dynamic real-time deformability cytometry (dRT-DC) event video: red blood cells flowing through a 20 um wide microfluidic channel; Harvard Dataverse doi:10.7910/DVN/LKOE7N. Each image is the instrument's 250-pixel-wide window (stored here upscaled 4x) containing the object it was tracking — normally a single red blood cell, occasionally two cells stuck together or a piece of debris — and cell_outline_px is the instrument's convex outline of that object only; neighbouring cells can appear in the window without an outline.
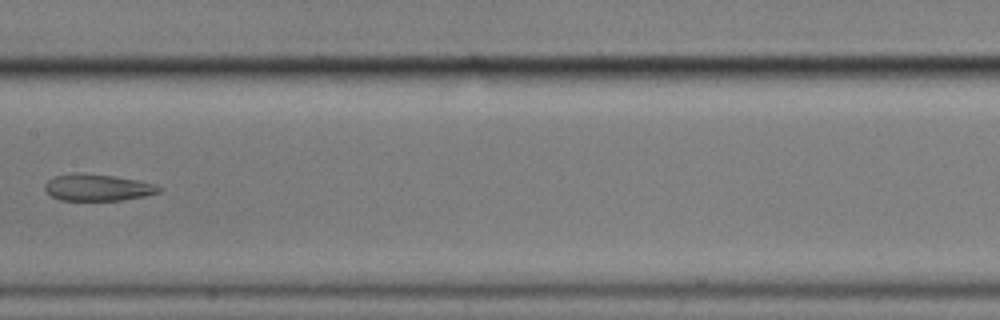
{"species": "common noctule bat (a hibernating species)", "species_latin": "Nyctalus noctula", "temperature_condition": "cold", "stored_images_in_passage": 9, "camera_frame_rate_fps": 3000, "um_per_image_px": 0.085, "animal": {"sex": "male", "body_mass_g": 17.9}, "frame": {"image": 1, "passage_image": 6, "time_ms": 6.0, "image_size_px": [1000, 320], "cell_outline_px": [[164, 188], [160, 192], [144, 196], [124, 200], [60, 200], [52, 196], [44, 188], [44, 184], [48, 180], [56, 176], [76, 172], [112, 176], [136, 180], [156, 184]], "centroid_in_image_um": [8.32, 15.94], "position_along_channel_um": 199.1, "area_um2": 17.69}}
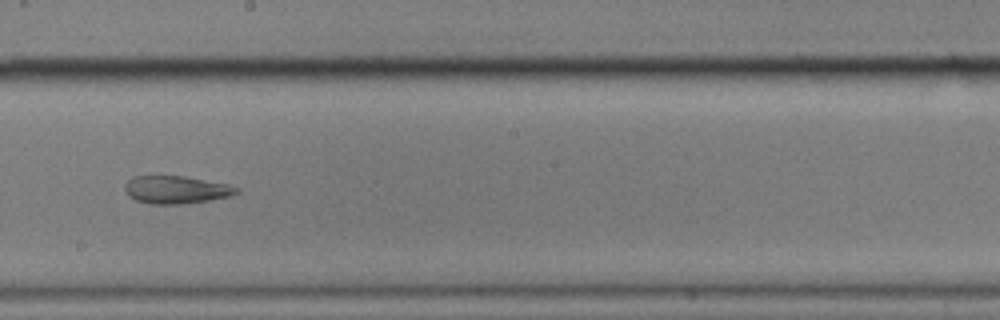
{"frame": {"image": 2, "passage_image": 7, "time_ms": 7.0, "image_size_px": [1000, 320], "cell_outline_px": [[240, 192], [228, 196], [208, 200], [180, 204], [152, 204], [136, 200], [128, 196], [124, 188], [124, 184], [132, 176], [184, 176], [228, 184], [240, 188]], "centroid_in_image_um": [14.95, 16.12], "position_along_channel_um": 233.3, "area_um2": 18.03}}
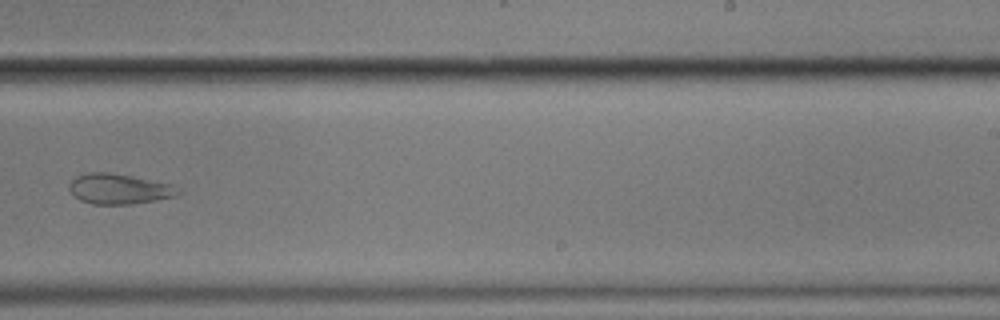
{"frame": {"image": 3, "passage_image": 8, "time_ms": 8.333, "image_size_px": [1000, 320], "cell_outline_px": [[184, 192], [176, 196], [156, 200], [132, 204], [92, 204], [80, 200], [68, 188], [68, 184], [76, 176], [88, 172], [108, 172], [132, 176], [168, 184]], "centroid_in_image_um": [10.1, 16.06], "position_along_channel_um": 278.9, "area_um2": 19.07}}